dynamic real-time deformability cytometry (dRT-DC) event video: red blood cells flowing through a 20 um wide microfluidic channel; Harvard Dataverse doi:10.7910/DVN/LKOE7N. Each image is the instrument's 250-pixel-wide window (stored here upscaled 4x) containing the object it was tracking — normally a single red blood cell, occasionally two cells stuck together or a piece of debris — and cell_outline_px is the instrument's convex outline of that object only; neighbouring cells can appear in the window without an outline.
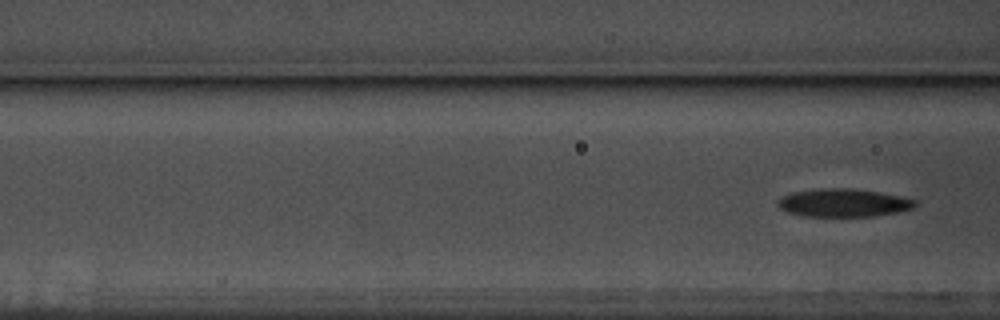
{"species": "common noctule bat (a hibernating species)", "species_latin": "Nyctalus noctula", "temperature_condition": "warm", "stored_images_in_passage": 7, "segment_of_instrument_passage": [2, 2], "camera_frame_rate_fps": 3000, "um_per_image_px": 0.085, "animal": {"sex": "male", "body_mass_g": 17.5, "forearm_length_mm": 52.3}, "frame": {"image": 1, "passage_image": 7, "time_ms": 2.0, "image_size_px": [1000, 320], "cell_outline_px": [[916, 204], [912, 208], [896, 212], [872, 216], [804, 216], [788, 212], [780, 208], [776, 204], [776, 200], [792, 192], [820, 188], [852, 188], [900, 196], [916, 200]], "centroid_in_image_um": [71.64, 17.23], "position_along_channel_um": 95.0, "area_um2": 22.25}}